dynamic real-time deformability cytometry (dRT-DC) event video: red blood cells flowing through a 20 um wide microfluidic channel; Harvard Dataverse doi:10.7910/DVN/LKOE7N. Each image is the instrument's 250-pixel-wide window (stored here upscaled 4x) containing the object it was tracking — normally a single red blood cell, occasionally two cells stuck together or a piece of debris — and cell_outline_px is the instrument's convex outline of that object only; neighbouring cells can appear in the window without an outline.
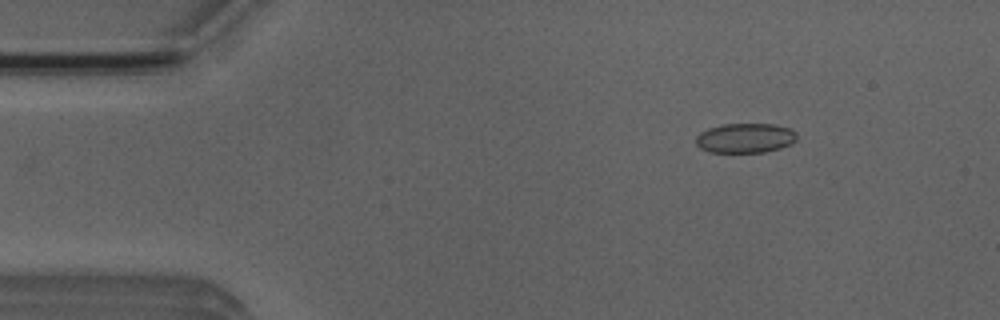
{"species": "Egyptian fruit bat (a non-hibernating species)", "species_latin": "Rousettus aegyptiacus", "temperature_condition": "room temperature", "stored_images_in_passage": 44, "camera_frame_rate_fps": 3000, "um_per_image_px": 0.085, "animal": {"sex": "male"}, "frame": {"image": 1, "passage_image": 6, "time_ms": 1.667, "image_size_px": [1000, 320], "cell_outline_px": [[796, 140], [792, 144], [780, 148], [764, 152], [708, 152], [700, 148], [696, 144], [696, 136], [700, 132], [708, 128], [724, 124], [776, 124], [792, 128], [796, 132]], "centroid_in_image_um": [63.36, 11.73], "position_along_channel_um": 21.6, "area_um2": 17.63}}
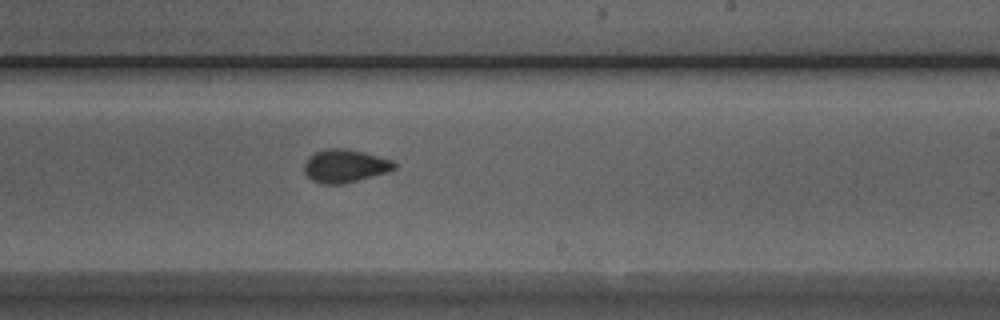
{"frame": {"image": 2, "passage_image": 30, "time_ms": 9.667, "image_size_px": [1000, 320], "cell_outline_px": [[396, 168], [388, 172], [340, 184], [320, 184], [312, 180], [304, 172], [304, 164], [308, 156], [316, 152], [328, 148], [348, 148], [364, 152], [392, 160], [396, 164]], "centroid_in_image_um": [29.3, 14.09], "position_along_channel_um": 259.7, "area_um2": 17.34}}
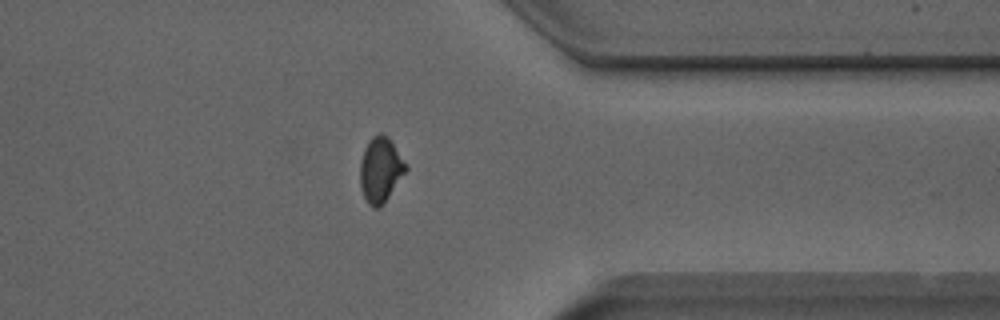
{"frame": {"image": 3, "passage_image": 40, "time_ms": 13.0, "image_size_px": [1000, 320], "cell_outline_px": [[408, 168], [380, 208], [372, 208], [368, 204], [364, 196], [360, 184], [360, 160], [364, 148], [368, 140], [372, 136], [380, 132], [388, 136], [408, 164]], "centroid_in_image_um": [32.34, 14.39], "position_along_channel_um": 379.1, "area_um2": 17.51}, "authors_computed_cell_mechanics": {"area_um2": 17.2822, "velocity_mm_per_s": 3.8822, "shape_relaxation_time_tau1_ms": null, "shape_relaxation_time_tau2_ms": 0.7958, "deformation_change_tau1": null, "deformation_change_tau2": 0.0461}}